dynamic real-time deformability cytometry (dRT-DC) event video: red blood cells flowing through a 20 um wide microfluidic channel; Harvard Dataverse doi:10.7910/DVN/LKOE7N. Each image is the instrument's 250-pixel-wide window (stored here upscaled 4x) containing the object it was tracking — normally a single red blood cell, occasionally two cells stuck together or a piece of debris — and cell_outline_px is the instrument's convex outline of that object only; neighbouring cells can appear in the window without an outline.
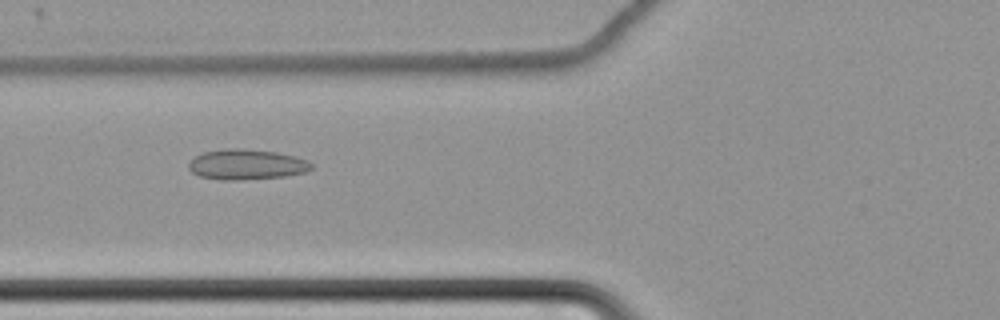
{"species": "common noctule bat (a hibernating species)", "species_latin": "Nyctalus noctula", "temperature_condition": "cold", "stored_images_in_passage": 36, "camera_frame_rate_fps": 3000, "um_per_image_px": 0.085, "animal": {"sex": "female", "body_mass_g": 22.7, "forearm_length_mm": 54.2}, "frame": {"image": 1, "passage_image": 8, "time_ms": 2.333, "image_size_px": [1000, 320], "cell_outline_px": [[312, 168], [304, 172], [284, 176], [236, 180], [220, 180], [200, 176], [192, 172], [188, 168], [188, 164], [196, 156], [204, 152], [224, 148], [240, 148], [276, 152], [296, 156], [308, 160], [312, 164]], "centroid_in_image_um": [20.95, 13.97], "position_along_channel_um": 104.9, "area_um2": 21.62}}
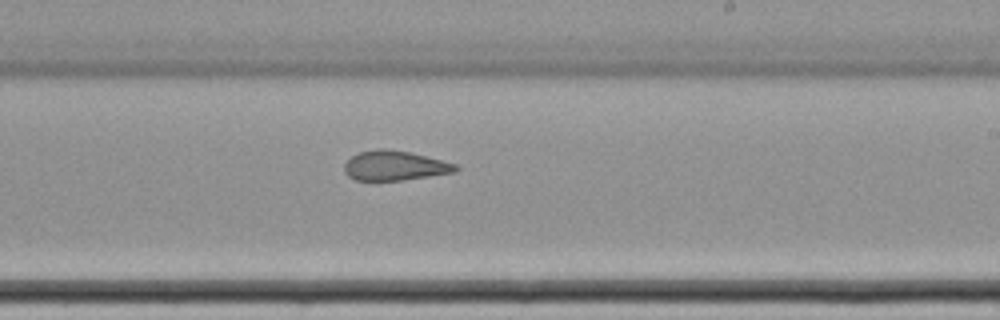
{"frame": {"image": 2, "passage_image": 21, "time_ms": 6.667, "image_size_px": [1000, 320], "cell_outline_px": [[460, 168], [456, 172], [404, 180], [356, 180], [348, 176], [344, 172], [344, 164], [352, 156], [360, 152], [380, 148], [384, 148], [408, 152], [456, 164]], "centroid_in_image_um": [33.54, 14.09], "position_along_channel_um": 255.5, "area_um2": 19.07}}
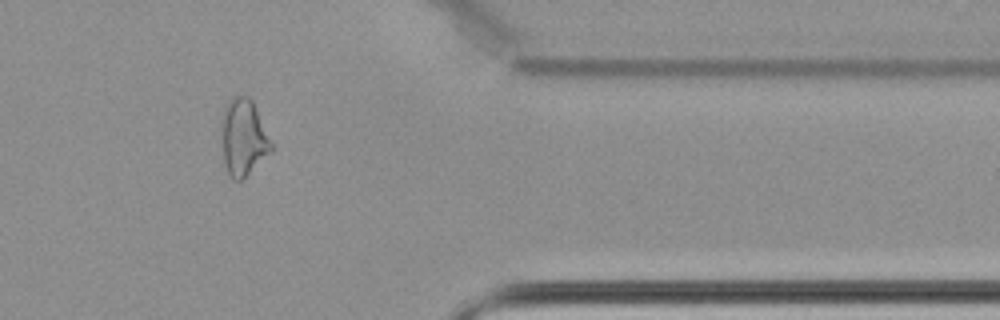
{"frame": {"image": 3, "passage_image": 34, "time_ms": 11.0, "image_size_px": [1000, 320], "cell_outline_px": [[272, 152], [240, 180], [232, 180], [228, 172], [224, 160], [220, 120], [224, 108], [228, 100], [232, 96], [248, 96], [252, 100], [272, 144]], "centroid_in_image_um": [20.66, 11.65], "position_along_channel_um": 390.7, "area_um2": 22.02}, "authors_computed_cell_mechanics": {"area_um2": 20.1433, "velocity_mm_per_s": 3.4737, "shape_relaxation_time_tau1_ms": null, "shape_relaxation_time_tau2_ms": 2.6316, "deformation_change_tau1": null, "deformation_change_tau2": 0.0949}}